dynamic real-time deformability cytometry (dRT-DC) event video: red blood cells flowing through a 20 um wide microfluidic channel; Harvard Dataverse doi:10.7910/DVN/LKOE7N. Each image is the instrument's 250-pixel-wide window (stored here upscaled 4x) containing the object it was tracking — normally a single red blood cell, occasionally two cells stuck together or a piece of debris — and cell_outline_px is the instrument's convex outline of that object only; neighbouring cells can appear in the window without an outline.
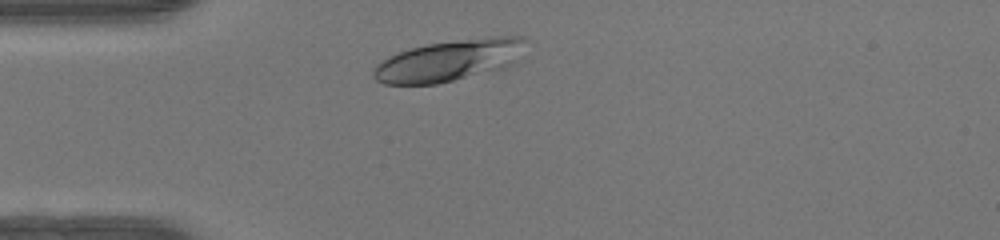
{"species": "human", "species_latin": "Homo sapiens", "temperature_condition": "warm", "stored_images_in_passage": 30, "camera_frame_rate_fps": 3000, "um_per_image_px": 0.085, "donor": {"sex": "female"}, "frame": {"image": 1, "passage_image": 3, "time_ms": 0.667, "image_size_px": [1000, 240], "cell_outline_px": [[528, 40], [520, 60], [504, 68], [436, 84], [384, 84], [376, 80], [372, 76], [372, 72], [376, 64], [400, 52], [412, 48], [428, 44], [488, 36], [524, 36]], "centroid_in_image_um": [38.27, 5.13], "position_along_channel_um": 46.7, "area_um2": 36.7}}
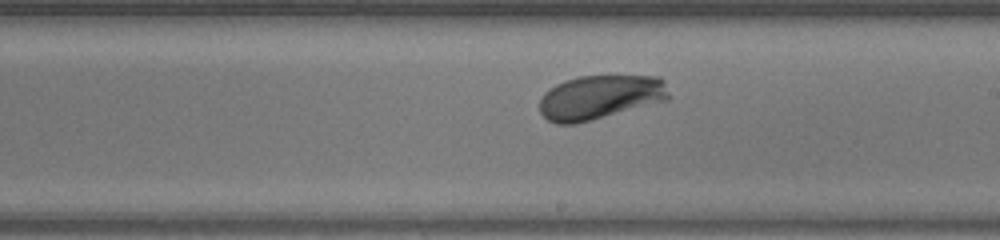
{"frame": {"image": 2, "passage_image": 18, "time_ms": 5.667, "image_size_px": [1000, 240], "cell_outline_px": [[672, 96], [668, 100], [592, 120], [576, 124], [556, 124], [548, 120], [540, 112], [540, 100], [544, 92], [556, 84], [564, 80], [580, 76], [660, 76], [664, 80]], "centroid_in_image_um": [51.03, 8.26], "position_along_channel_um": 238.0, "area_um2": 33.58}}
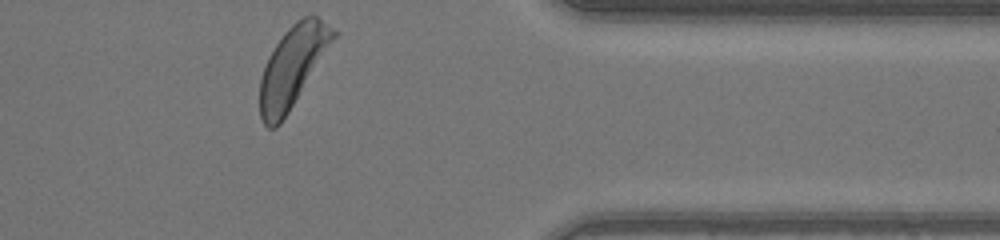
{"frame": {"image": 3, "passage_image": 30, "time_ms": 9.667, "image_size_px": [1000, 240], "cell_outline_px": [[340, 32], [288, 112], [280, 124], [276, 128], [268, 128], [264, 124], [260, 116], [260, 80], [268, 56], [276, 44], [288, 28], [296, 20], [304, 16], [316, 16]], "centroid_in_image_um": [24.88, 5.64], "position_along_channel_um": 386.5, "area_um2": 34.1}, "authors_computed_cell_mechanics": {"area_um2": 32.9749, "velocity_mm_per_s": 4.1588, "shape_relaxation_time_tau1_ms": 1.9352, "shape_relaxation_time_tau2_ms": null, "deformation_change_tau1": 0.1375, "deformation_change_tau2": null}}